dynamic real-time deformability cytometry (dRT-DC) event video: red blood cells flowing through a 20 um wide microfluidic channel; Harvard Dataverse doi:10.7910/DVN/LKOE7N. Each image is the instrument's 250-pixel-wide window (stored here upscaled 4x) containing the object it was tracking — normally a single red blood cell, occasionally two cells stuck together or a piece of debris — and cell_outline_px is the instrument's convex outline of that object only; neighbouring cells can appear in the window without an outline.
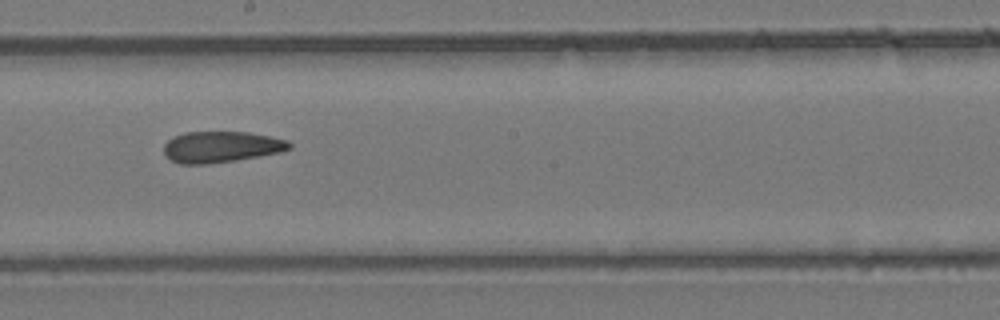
{"species": "common noctule bat (a hibernating species)", "species_latin": "Nyctalus noctula", "temperature_condition": "room temperature", "stored_images_in_passage": 6, "camera_frame_rate_fps": 3000, "um_per_image_px": 0.085, "animal": {"sex": "female", "body_mass_g": 24.6, "forearm_length_mm": 56.2}, "frame": {"image": 1, "passage_image": 5, "time_ms": 1.333, "image_size_px": [1000, 320], "cell_outline_px": [[292, 148], [280, 152], [236, 160], [208, 164], [180, 164], [164, 156], [164, 144], [168, 140], [184, 132], [248, 132], [288, 140], [292, 144]], "centroid_in_image_um": [18.79, 12.49], "position_along_channel_um": 229.4, "area_um2": 22.77}}
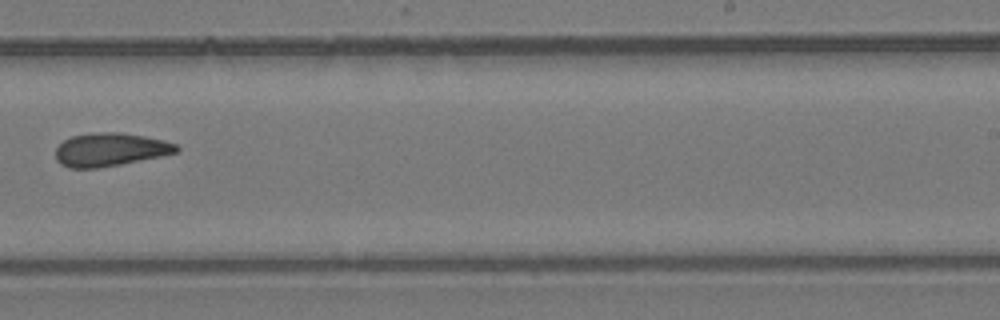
{"frame": {"image": 2, "passage_image": 6, "time_ms": 1.667, "image_size_px": [1000, 320], "cell_outline_px": [[180, 148], [176, 152], [160, 156], [120, 164], [96, 168], [68, 168], [60, 164], [56, 160], [56, 148], [64, 140], [72, 136], [92, 132], [116, 132], [144, 136], [164, 140], [176, 144]], "centroid_in_image_um": [9.33, 12.71], "position_along_channel_um": 279.7, "area_um2": 23.29}}